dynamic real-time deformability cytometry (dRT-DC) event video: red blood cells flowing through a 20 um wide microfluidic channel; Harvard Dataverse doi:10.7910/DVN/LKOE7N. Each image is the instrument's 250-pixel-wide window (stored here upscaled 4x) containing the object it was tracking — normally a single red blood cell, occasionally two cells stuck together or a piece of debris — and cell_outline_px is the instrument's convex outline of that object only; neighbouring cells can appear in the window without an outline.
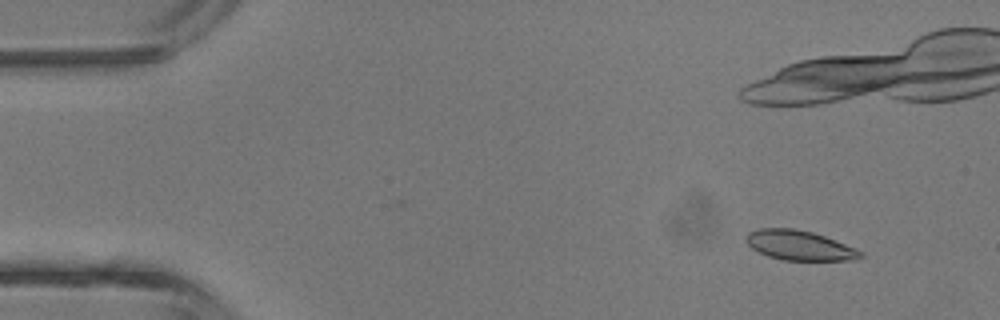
{"species": "common noctule bat (a hibernating species)", "species_latin": "Nyctalus noctula", "temperature_condition": "room temperature", "stored_images_in_passage": 8, "camera_frame_rate_fps": 3000, "um_per_image_px": 0.085, "animal": {"sex": "male", "body_mass_g": 13.3}, "frame": {"image": 1, "passage_image": 2, "time_ms": 1.0, "image_size_px": [1000, 320], "cell_outline_px": [[864, 256], [856, 260], [784, 260], [768, 256], [752, 248], [744, 240], [748, 232], [760, 228], [796, 228], [812, 232], [836, 240], [856, 248], [864, 252]], "centroid_in_image_um": [67.98, 20.85], "position_along_channel_um": 17.0, "area_um2": 19.94}}